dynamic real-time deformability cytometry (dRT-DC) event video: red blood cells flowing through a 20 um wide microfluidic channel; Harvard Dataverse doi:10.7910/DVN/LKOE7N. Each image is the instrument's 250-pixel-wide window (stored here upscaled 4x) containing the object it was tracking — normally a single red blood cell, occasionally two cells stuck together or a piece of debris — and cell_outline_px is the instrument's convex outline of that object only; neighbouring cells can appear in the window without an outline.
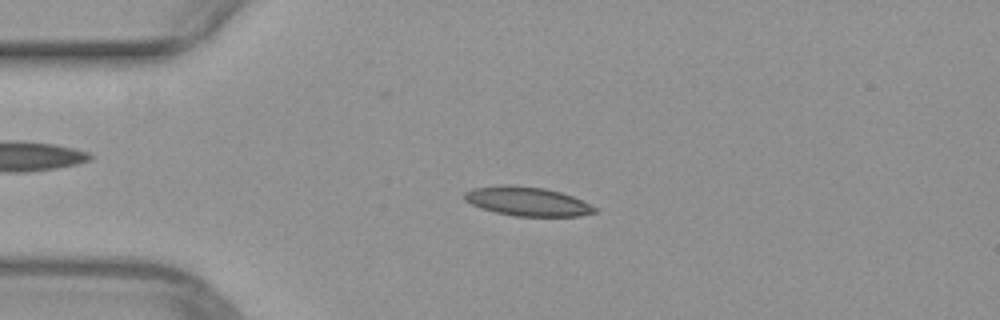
{"species": "common noctule bat (a hibernating species)", "species_latin": "Nyctalus noctula", "temperature_condition": "warm", "stored_images_in_passage": 47, "camera_frame_rate_fps": 3000, "um_per_image_px": 0.085, "animal": {"sex": "female", "body_mass_g": 29.2, "forearm_length_mm": 56.3}, "frame": {"image": 1, "passage_image": 9, "time_ms": 2.667, "image_size_px": [1000, 320], "cell_outline_px": [[596, 212], [580, 216], [512, 216], [480, 208], [464, 200], [464, 192], [472, 188], [504, 184], [512, 184], [544, 188], [560, 192], [572, 196], [596, 208]], "centroid_in_image_um": [44.76, 17.11], "position_along_channel_um": 40.2, "area_um2": 22.02}}
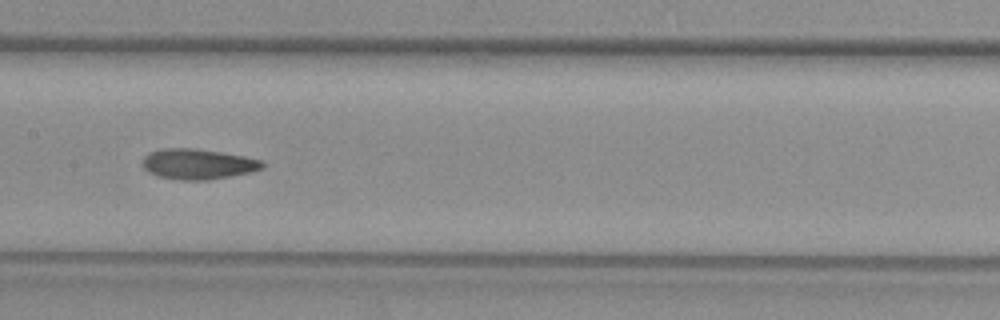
{"frame": {"image": 2, "passage_image": 22, "time_ms": 7.0, "image_size_px": [1000, 320], "cell_outline_px": [[264, 168], [248, 172], [208, 180], [180, 180], [156, 176], [148, 172], [144, 168], [144, 156], [148, 152], [164, 148], [196, 148], [244, 156], [264, 160]], "centroid_in_image_um": [16.81, 13.94], "position_along_channel_um": 190.6, "area_um2": 21.21}}
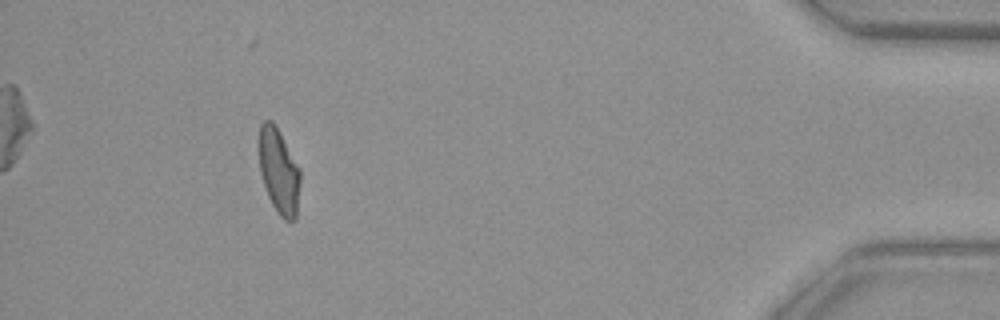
{"frame": {"image": 3, "passage_image": 43, "time_ms": 14.0, "image_size_px": [1000, 320], "cell_outline_px": [[300, 184], [296, 220], [284, 220], [280, 216], [272, 204], [268, 196], [260, 172], [260, 124], [264, 120], [272, 120], [276, 124], [300, 168]], "centroid_in_image_um": [23.73, 14.54], "position_along_channel_um": 411.5, "area_um2": 20.46}}